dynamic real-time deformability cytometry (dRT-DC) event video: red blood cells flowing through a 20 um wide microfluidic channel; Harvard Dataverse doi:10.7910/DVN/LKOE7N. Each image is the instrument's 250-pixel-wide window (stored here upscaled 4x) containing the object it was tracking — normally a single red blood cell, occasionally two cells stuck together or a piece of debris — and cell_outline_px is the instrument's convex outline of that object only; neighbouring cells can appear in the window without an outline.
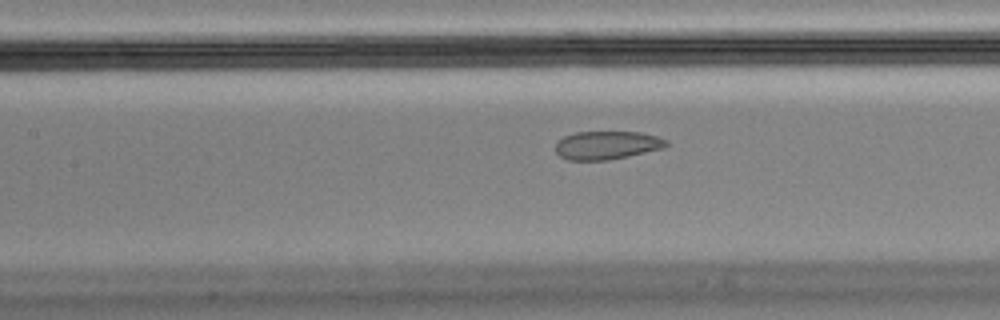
{"species": "Egyptian fruit bat (a non-hibernating species)", "species_latin": "Rousettus aegyptiacus", "temperature_condition": "cold", "stored_images_in_passage": 56, "camera_frame_rate_fps": 3000, "um_per_image_px": 0.085, "animal": {"sex": "male"}, "frame": {"image": 1, "passage_image": 25, "time_ms": 8.0, "image_size_px": [1000, 320], "cell_outline_px": [[668, 144], [664, 148], [628, 156], [608, 160], [568, 160], [560, 156], [556, 152], [556, 144], [564, 136], [576, 132], [640, 132], [656, 136], [668, 140]], "centroid_in_image_um": [51.6, 12.34], "position_along_channel_um": 155.8, "area_um2": 18.21}}